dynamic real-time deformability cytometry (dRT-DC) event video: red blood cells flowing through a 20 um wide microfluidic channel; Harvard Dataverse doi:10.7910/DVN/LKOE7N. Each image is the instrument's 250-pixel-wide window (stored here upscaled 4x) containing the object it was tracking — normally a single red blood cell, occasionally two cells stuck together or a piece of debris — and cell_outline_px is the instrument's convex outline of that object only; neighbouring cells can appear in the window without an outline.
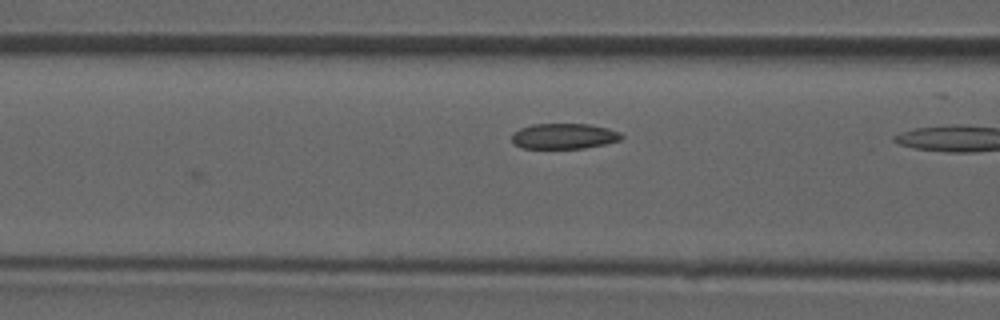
{"species": "common noctule bat (a hibernating species)", "species_latin": "Nyctalus noctula", "temperature_condition": "room temperature", "stored_images_in_passage": 13, "camera_frame_rate_fps": 3000, "um_per_image_px": 0.085, "animal": {"sex": "male", "forearm_length_mm": 52.5}, "frame": {"image": 1, "passage_image": 13, "time_ms": 4.0, "image_size_px": [1000, 320], "cell_outline_px": [[624, 136], [620, 140], [604, 144], [584, 148], [520, 148], [512, 144], [512, 132], [520, 128], [532, 124], [592, 124], [608, 128], [620, 132]], "centroid_in_image_um": [47.91, 11.57], "position_along_channel_um": 118.7, "area_um2": 16.47}}